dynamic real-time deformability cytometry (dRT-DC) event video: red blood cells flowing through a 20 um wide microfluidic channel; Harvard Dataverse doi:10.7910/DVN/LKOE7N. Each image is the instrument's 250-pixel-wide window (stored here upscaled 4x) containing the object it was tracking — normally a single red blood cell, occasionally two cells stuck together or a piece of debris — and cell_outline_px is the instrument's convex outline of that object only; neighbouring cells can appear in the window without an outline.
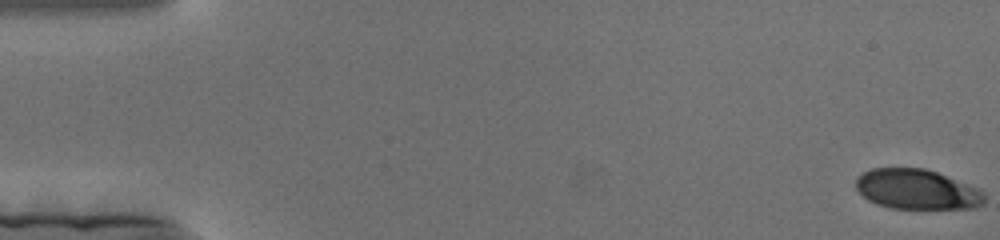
{"species": "human", "species_latin": "Homo sapiens", "temperature_condition": "cold", "stored_images_in_passage": 43, "camera_frame_rate_fps": 3000, "um_per_image_px": 0.085, "donor": {"sex": "female"}, "frame": {"image": 1, "passage_image": 1, "time_ms": 0.0, "image_size_px": [1000, 240], "cell_outline_px": [[984, 204], [976, 208], [892, 208], [876, 204], [868, 200], [856, 188], [856, 176], [872, 168], [924, 168], [936, 172], [976, 188], [984, 192]], "centroid_in_image_um": [77.91, 16.1], "position_along_channel_um": 7.1, "area_um2": 29.71}}
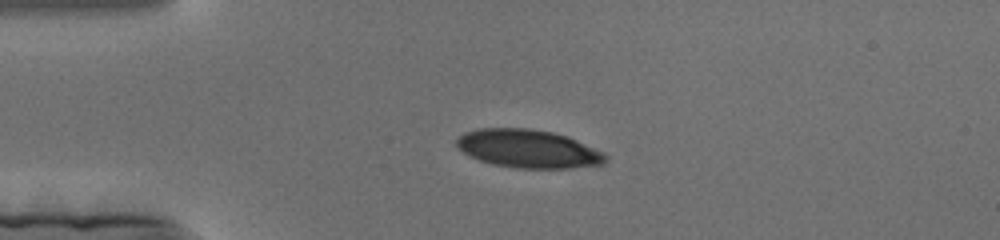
{"frame": {"image": 2, "passage_image": 43, "time_ms": 14.0, "image_size_px": [1000, 240], "cell_outline_px": [[608, 160], [604, 164], [568, 168], [516, 168], [492, 164], [468, 156], [456, 144], [456, 140], [464, 132], [480, 128], [528, 128], [552, 132], [568, 136], [604, 152], [608, 156]], "centroid_in_image_um": [44.92, 12.64], "position_along_channel_um": 40.1, "area_um2": 33.29}}